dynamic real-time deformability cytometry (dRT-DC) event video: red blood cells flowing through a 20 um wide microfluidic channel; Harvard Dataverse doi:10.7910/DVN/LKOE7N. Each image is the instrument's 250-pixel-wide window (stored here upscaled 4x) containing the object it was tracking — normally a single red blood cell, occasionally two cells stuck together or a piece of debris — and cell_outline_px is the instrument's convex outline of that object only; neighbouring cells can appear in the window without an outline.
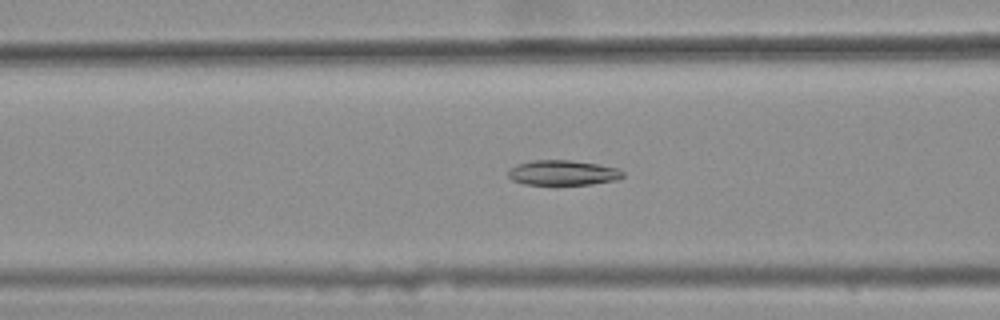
{"species": "common noctule bat (a hibernating species)", "species_latin": "Nyctalus noctula", "temperature_condition": "warm", "stored_images_in_passage": 49, "camera_frame_rate_fps": 3000, "um_per_image_px": 0.085, "animal": {"sex": "female", "body_mass_g": 25.1}, "frame": {"image": 1, "passage_image": 23, "time_ms": 7.333, "image_size_px": [1000, 320], "cell_outline_px": [[624, 176], [616, 180], [592, 184], [556, 188], [524, 184], [512, 180], [508, 176], [508, 172], [516, 164], [532, 160], [572, 160], [620, 168], [624, 172]], "centroid_in_image_um": [47.84, 14.73], "position_along_channel_um": 118.8, "area_um2": 17.69}}
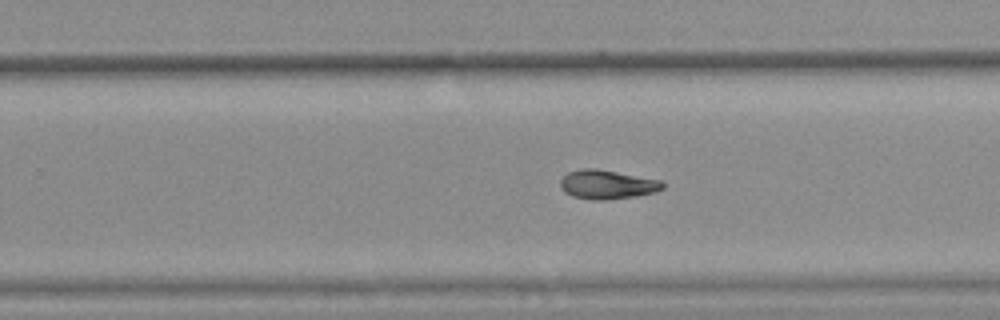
{"frame": {"image": 2, "passage_image": 36, "time_ms": 11.667, "image_size_px": [1000, 320], "cell_outline_px": [[664, 188], [656, 192], [636, 196], [604, 200], [592, 200], [572, 196], [564, 192], [560, 188], [560, 180], [568, 172], [580, 168], [596, 168], [660, 180], [664, 184]], "centroid_in_image_um": [51.58, 15.68], "position_along_channel_um": 278.2, "area_um2": 17.4}}
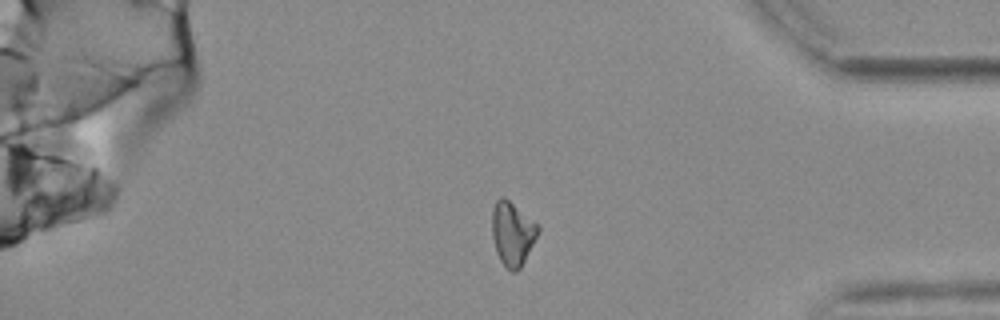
{"frame": {"image": 3, "passage_image": 47, "time_ms": 15.333, "image_size_px": [1000, 320], "cell_outline_px": [[540, 232], [520, 268], [516, 272], [512, 272], [500, 260], [496, 252], [492, 236], [492, 212], [496, 200], [500, 196], [504, 196], [540, 224]], "centroid_in_image_um": [43.58, 19.82], "position_along_channel_um": 391.6, "area_um2": 17.34}}